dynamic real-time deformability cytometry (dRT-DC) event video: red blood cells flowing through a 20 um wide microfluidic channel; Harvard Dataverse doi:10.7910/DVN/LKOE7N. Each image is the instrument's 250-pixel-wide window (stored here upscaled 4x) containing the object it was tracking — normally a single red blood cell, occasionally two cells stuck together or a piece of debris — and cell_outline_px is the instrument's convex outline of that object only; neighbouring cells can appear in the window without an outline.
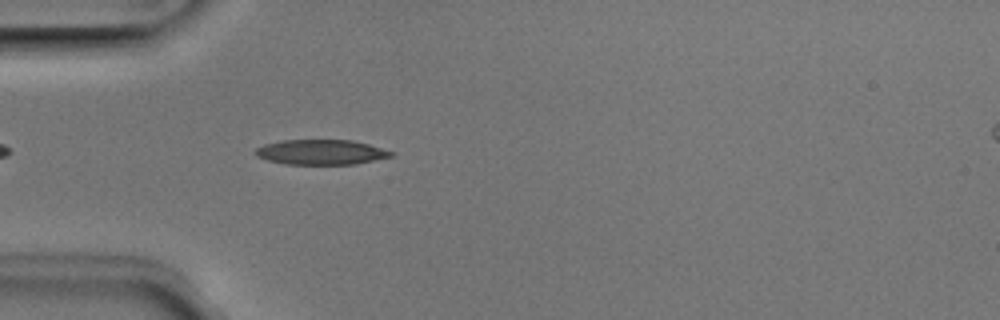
{"species": "Egyptian fruit bat (a non-hibernating species)", "species_latin": "Rousettus aegyptiacus", "temperature_condition": "room temperature", "stored_images_in_passage": 41, "camera_frame_rate_fps": 3000, "um_per_image_px": 0.085, "animal": {"sex": "male"}, "frame": {"image": 1, "passage_image": 5, "time_ms": 1.333, "image_size_px": [1000, 320], "cell_outline_px": [[396, 152], [392, 156], [356, 164], [284, 164], [268, 160], [256, 156], [256, 148], [264, 144], [284, 140], [352, 140], [368, 144]], "centroid_in_image_um": [27.31, 12.93], "position_along_channel_um": 57.7, "area_um2": 19.71}}
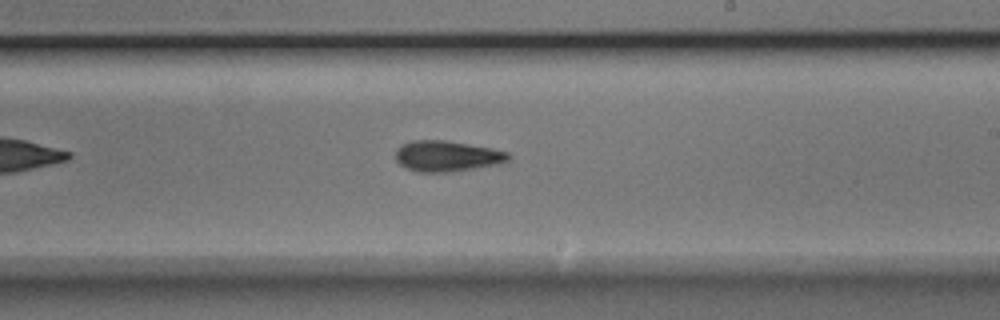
{"frame": {"image": 2, "passage_image": 20, "time_ms": 6.333, "image_size_px": [1000, 320], "cell_outline_px": [[512, 156], [508, 160], [500, 164], [452, 172], [416, 172], [400, 164], [396, 160], [396, 148], [412, 140], [444, 140], [492, 148], [508, 152]], "centroid_in_image_um": [38.01, 13.27], "position_along_channel_um": 251.0, "area_um2": 20.29}}
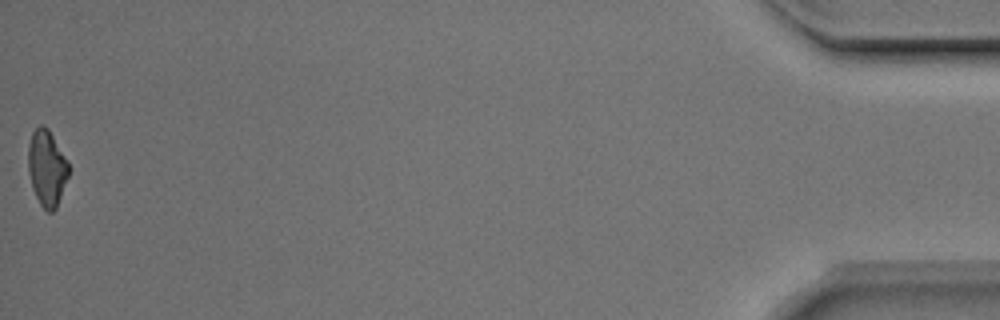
{"frame": {"image": 3, "passage_image": 41, "time_ms": 13.333, "image_size_px": [1000, 320], "cell_outline_px": [[68, 176], [56, 208], [52, 212], [48, 212], [40, 204], [32, 188], [28, 172], [28, 144], [32, 132], [40, 124], [44, 124], [48, 128], [68, 164]], "centroid_in_image_um": [3.95, 14.27], "position_along_channel_um": 431.3, "area_um2": 17.69}, "authors_computed_cell_mechanics": {"area_um2": 19.5364, "velocity_mm_per_s": 3.9564, "shape_relaxation_time_tau1_ms": 3.937, "shape_relaxation_time_tau2_ms": 2.6264, "deformation_change_tau1": 0.1561, "deformation_change_tau2": 0.1117}}